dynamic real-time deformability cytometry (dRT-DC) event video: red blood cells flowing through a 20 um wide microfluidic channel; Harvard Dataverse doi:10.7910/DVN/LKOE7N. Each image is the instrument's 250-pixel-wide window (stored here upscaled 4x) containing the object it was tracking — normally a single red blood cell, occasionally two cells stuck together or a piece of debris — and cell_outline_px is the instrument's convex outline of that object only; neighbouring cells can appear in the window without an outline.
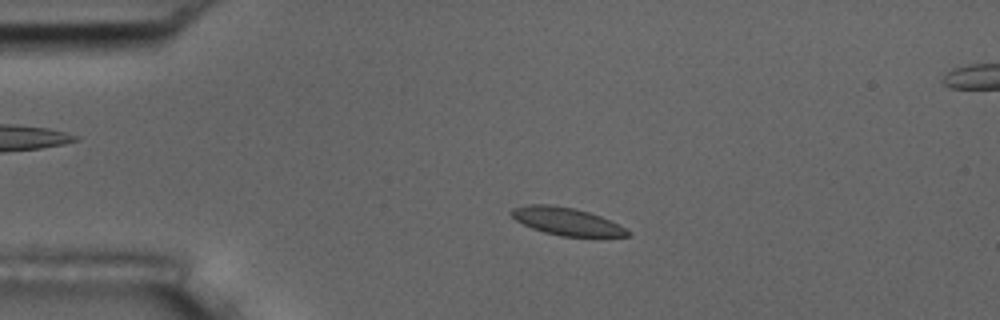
{"species": "common noctule bat (a hibernating species)", "species_latin": "Nyctalus noctula", "temperature_condition": "room temperature", "stored_images_in_passage": 21, "camera_frame_rate_fps": 3000, "um_per_image_px": 0.085, "animal": {"sex": "male", "body_mass_g": 17.5, "forearm_length_mm": 52.3}, "frame": {"image": 1, "passage_image": 5, "time_ms": 1.333, "image_size_px": [1000, 320], "cell_outline_px": [[628, 236], [560, 236], [544, 232], [532, 228], [516, 220], [508, 212], [512, 208], [528, 204], [548, 204], [576, 208], [600, 216], [624, 228], [628, 232]], "centroid_in_image_um": [48.07, 18.79], "position_along_channel_um": 36.9, "area_um2": 18.38}}
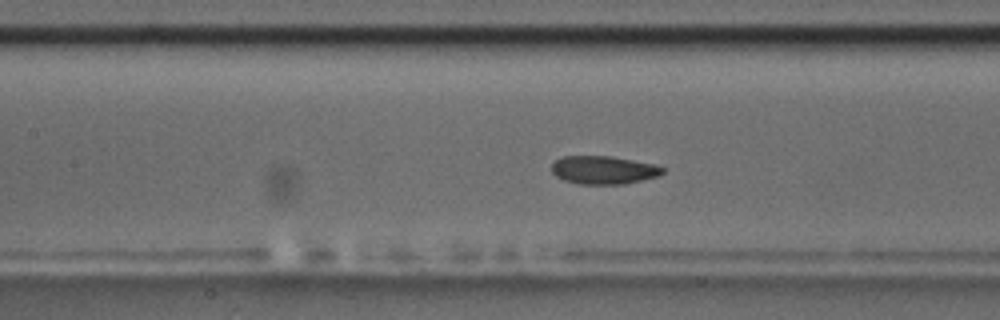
{"frame": {"image": 2, "passage_image": 18, "time_ms": 5.667, "image_size_px": [1000, 320], "cell_outline_px": [[664, 172], [660, 176], [624, 184], [580, 184], [564, 180], [556, 176], [552, 172], [552, 164], [556, 160], [564, 156], [612, 156], [656, 164], [664, 168]], "centroid_in_image_um": [51.34, 14.45], "position_along_channel_um": 156.1, "area_um2": 18.32}}